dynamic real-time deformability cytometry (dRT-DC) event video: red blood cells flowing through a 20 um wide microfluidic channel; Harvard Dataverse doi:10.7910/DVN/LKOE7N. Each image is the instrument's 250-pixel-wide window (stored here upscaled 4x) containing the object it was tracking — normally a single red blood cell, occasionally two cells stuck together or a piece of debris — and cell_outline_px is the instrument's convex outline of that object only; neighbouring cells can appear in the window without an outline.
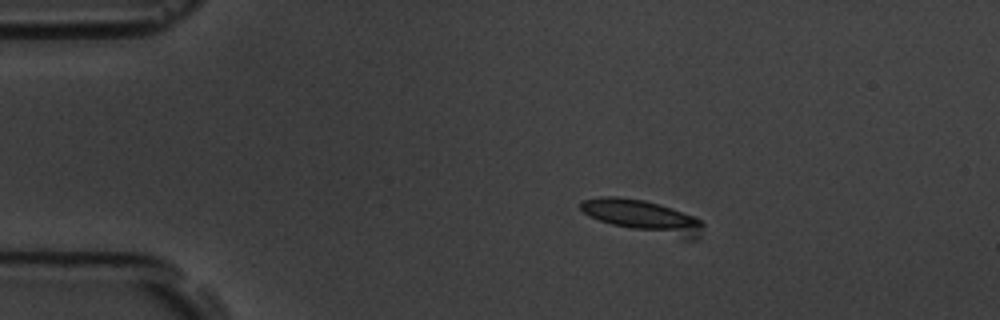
{"species": "common noctule bat (a hibernating species)", "species_latin": "Nyctalus noctula", "temperature_condition": "room temperature", "stored_images_in_passage": 3, "camera_frame_rate_fps": 3000, "um_per_image_px": 0.085, "animal": {"sex": "male", "body_mass_g": 19.5, "forearm_length_mm": 54.6}, "frame": {"image": 1, "passage_image": 1, "time_ms": 0.0, "image_size_px": [1000, 320], "cell_outline_px": [[704, 224], [700, 236], [696, 240], [684, 240], [612, 224], [588, 216], [580, 208], [580, 204], [584, 200], [600, 196], [616, 196], [644, 200], [660, 204], [672, 208], [692, 216], [700, 220]], "centroid_in_image_um": [54.7, 18.41], "position_along_channel_um": 30.3, "area_um2": 23.12}}